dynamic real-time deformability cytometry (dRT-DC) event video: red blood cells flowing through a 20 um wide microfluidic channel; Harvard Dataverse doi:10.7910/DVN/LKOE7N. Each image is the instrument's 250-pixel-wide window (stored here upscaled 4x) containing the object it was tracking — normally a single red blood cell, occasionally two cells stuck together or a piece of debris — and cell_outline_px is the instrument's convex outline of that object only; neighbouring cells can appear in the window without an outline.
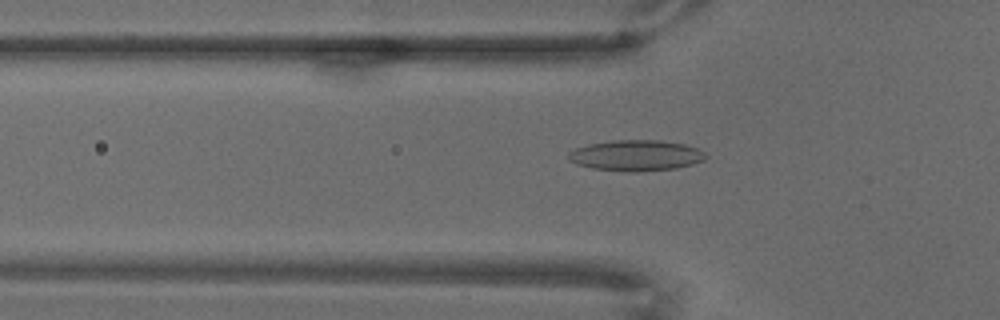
{"species": "common noctule bat (a hibernating species)", "species_latin": "Nyctalus noctula", "temperature_condition": "warm", "stored_images_in_passage": 72, "camera_frame_rate_fps": 3000, "um_per_image_px": 0.085, "animal": {"sex": "male", "body_mass_g": 18.8}, "frame": {"image": 1, "passage_image": 24, "time_ms": 7.667, "image_size_px": [1000, 320], "cell_outline_px": [[708, 156], [704, 160], [692, 164], [676, 168], [636, 172], [592, 168], [576, 164], [568, 160], [568, 152], [576, 148], [588, 144], [612, 140], [660, 140], [684, 144], [696, 148], [704, 152]], "centroid_in_image_um": [54.05, 13.21], "position_along_channel_um": 71.8, "area_um2": 24.62}}
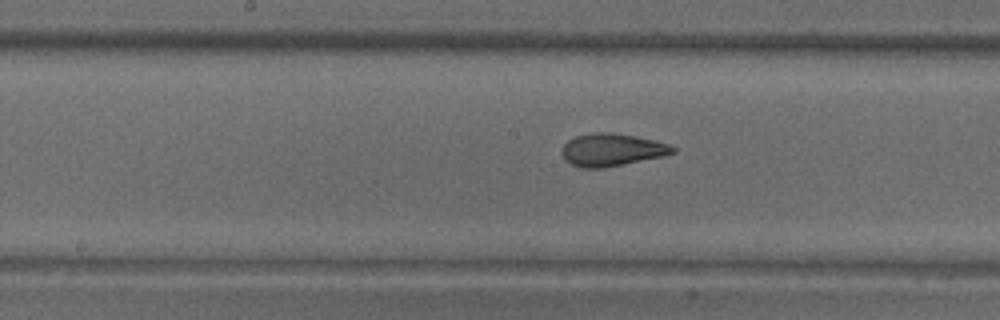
{"frame": {"image": 2, "passage_image": 37, "time_ms": 12.0, "image_size_px": [1000, 320], "cell_outline_px": [[676, 152], [664, 156], [604, 168], [580, 168], [564, 160], [560, 152], [564, 144], [568, 140], [576, 136], [592, 132], [612, 132], [636, 136], [656, 140], [668, 144], [676, 148]], "centroid_in_image_um": [51.99, 12.73], "position_along_channel_um": 196.2, "area_um2": 21.33}}
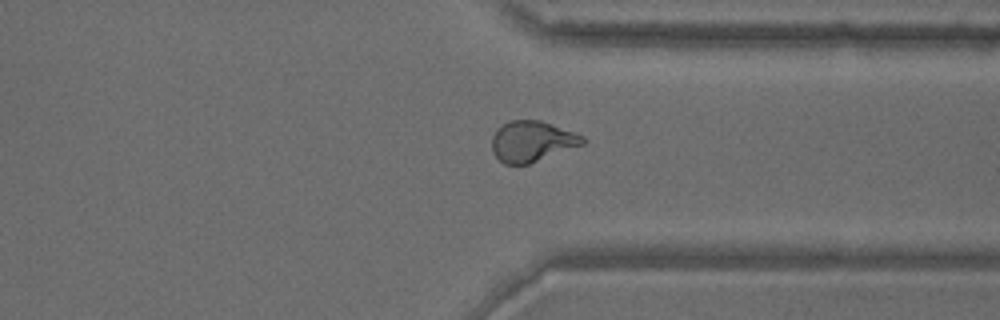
{"frame": {"image": 3, "passage_image": 55, "time_ms": 18.0, "image_size_px": [1000, 320], "cell_outline_px": [[588, 140], [584, 144], [528, 164], [504, 164], [492, 152], [492, 136], [496, 128], [512, 120], [540, 120], [584, 136]], "centroid_in_image_um": [45.21, 12.01], "position_along_channel_um": 366.2, "area_um2": 21.44}}